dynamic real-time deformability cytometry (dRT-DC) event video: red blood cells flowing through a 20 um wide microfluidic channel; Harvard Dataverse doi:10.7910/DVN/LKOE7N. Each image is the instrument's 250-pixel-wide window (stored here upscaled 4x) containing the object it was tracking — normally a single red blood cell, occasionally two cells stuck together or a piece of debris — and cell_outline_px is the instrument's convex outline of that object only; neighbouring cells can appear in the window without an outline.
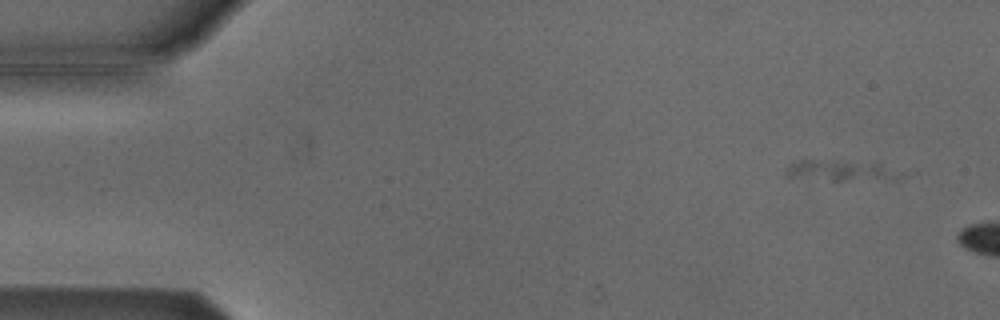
{"species": "Egyptian fruit bat (a non-hibernating species)", "species_latin": "Rousettus aegyptiacus", "temperature_condition": "cold", "stored_images_in_passage": 3, "segment_of_instrument_passage": [1, 2], "camera_frame_rate_fps": 3000, "um_per_image_px": 0.085, "animal": {"sex": "male"}, "frame": {"image": 1, "passage_image": 1, "time_ms": 0.0, "image_size_px": [1000, 320], "cell_outline_px": [[896, 180], [832, 180], [788, 176], [784, 172], [792, 164], [800, 160], [812, 160], [876, 164], [896, 176]], "centroid_in_image_um": [71.26, 14.53], "position_along_channel_um": 13.7, "area_um2": 12.43}}